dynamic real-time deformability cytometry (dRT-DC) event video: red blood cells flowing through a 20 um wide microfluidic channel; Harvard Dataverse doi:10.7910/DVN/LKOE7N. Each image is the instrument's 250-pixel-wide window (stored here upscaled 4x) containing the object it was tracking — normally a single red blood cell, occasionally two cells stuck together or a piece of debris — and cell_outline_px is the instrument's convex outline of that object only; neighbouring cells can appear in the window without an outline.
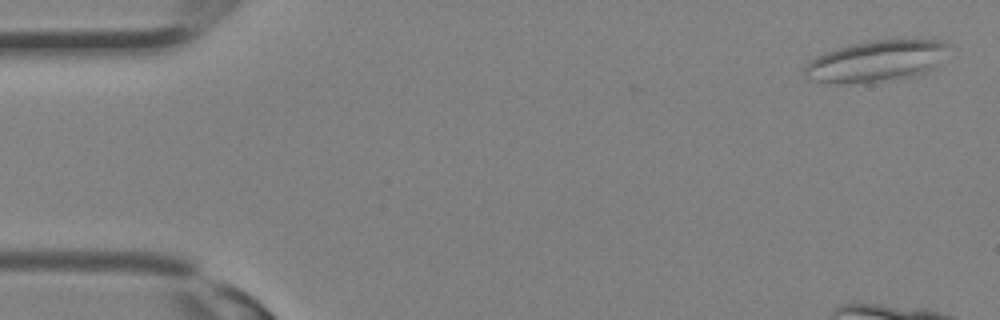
{"species": "Egyptian fruit bat (a non-hibernating species)", "species_latin": "Rousettus aegyptiacus", "temperature_condition": "room temperature", "stored_images_in_passage": 7, "camera_frame_rate_fps": 3000, "um_per_image_px": 0.085, "animal": {"sex": "female"}, "frame": {"image": 1, "passage_image": 1, "time_ms": 0.0, "image_size_px": [1000, 320], "cell_outline_px": [[952, 44], [936, 68], [928, 72], [912, 76], [880, 80], [840, 84], [828, 84], [808, 80], [804, 76], [804, 68], [808, 60], [824, 52], [872, 40], [940, 40]], "centroid_in_image_um": [74.46, 5.2], "position_along_channel_um": 10.5, "area_um2": 34.62}}